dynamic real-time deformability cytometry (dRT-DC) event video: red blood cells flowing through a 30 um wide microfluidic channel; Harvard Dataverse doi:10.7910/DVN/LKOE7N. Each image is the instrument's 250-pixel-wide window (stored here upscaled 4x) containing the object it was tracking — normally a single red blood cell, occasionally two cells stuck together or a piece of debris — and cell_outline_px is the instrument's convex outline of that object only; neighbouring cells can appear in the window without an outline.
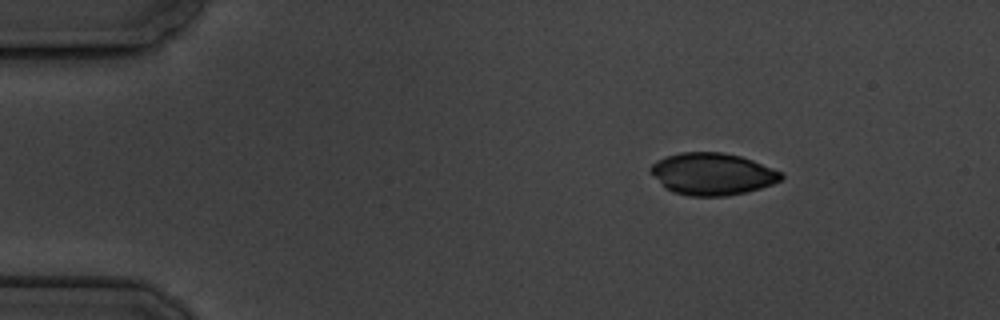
{"species": "common noctule bat (a hibernating species)", "species_latin": "Nyctalus noctula", "temperature_condition": "cold", "stored_images_in_passage": 3, "camera_frame_rate_fps": 3000, "um_per_image_px": 0.085, "animal": {"sex": "male", "body_mass_g": 19.5, "forearm_length_mm": 54.6}, "frame": {"image": 1, "passage_image": 1, "time_ms": 0.0, "image_size_px": [1000, 320], "cell_outline_px": [[784, 176], [780, 180], [772, 184], [748, 192], [724, 196], [688, 196], [672, 192], [664, 188], [648, 172], [648, 168], [656, 160], [664, 156], [680, 152], [724, 152], [740, 156], [752, 160], [784, 172]], "centroid_in_image_um": [60.5, 14.78], "position_along_channel_um": 24.5, "area_um2": 32.48}}